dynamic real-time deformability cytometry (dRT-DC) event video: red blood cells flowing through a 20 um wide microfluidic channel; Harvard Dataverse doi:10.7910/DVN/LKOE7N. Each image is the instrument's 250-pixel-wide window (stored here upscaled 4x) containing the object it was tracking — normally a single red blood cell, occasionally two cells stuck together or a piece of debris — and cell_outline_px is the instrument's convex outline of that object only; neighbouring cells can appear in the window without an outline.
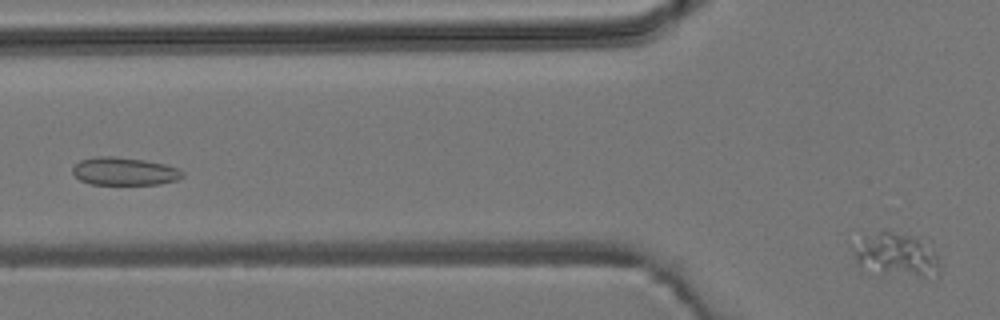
{"species": "common noctule bat (a hibernating species)", "species_latin": "Nyctalus noctula", "temperature_condition": "room temperature", "stored_images_in_passage": 4, "camera_frame_rate_fps": 3000, "um_per_image_px": 0.085, "animal": {"sex": "male", "body_mass_g": 19.2, "forearm_length_mm": 51.8}, "frame": {"image": 1, "passage_image": 4, "time_ms": 3.333, "image_size_px": [1000, 320], "cell_outline_px": [[940, 276], [936, 280], [928, 280], [876, 276], [860, 272], [856, 264], [852, 248], [864, 236], [884, 228], [916, 236], [932, 244], [940, 260]], "centroid_in_image_um": [76.22, 21.77], "position_along_channel_um": 49.6, "area_um2": 25.03}}